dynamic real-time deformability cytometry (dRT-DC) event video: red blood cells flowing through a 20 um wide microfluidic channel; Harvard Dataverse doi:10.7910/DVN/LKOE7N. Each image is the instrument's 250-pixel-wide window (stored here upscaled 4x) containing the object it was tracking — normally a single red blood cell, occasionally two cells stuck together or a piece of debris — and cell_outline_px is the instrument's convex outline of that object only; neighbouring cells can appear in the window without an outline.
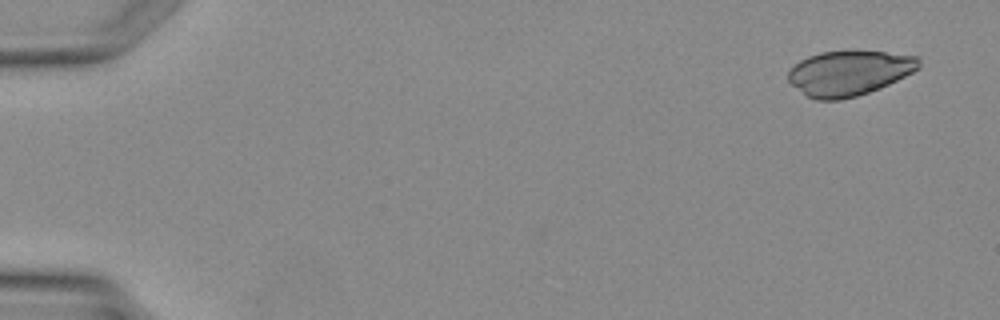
{"species": "Egyptian fruit bat (a non-hibernating species)", "species_latin": "Rousettus aegyptiacus", "temperature_condition": "warm", "stored_images_in_passage": 4, "camera_frame_rate_fps": 3000, "um_per_image_px": 0.085, "animal": {"sex": "female"}, "frame": {"image": 1, "passage_image": 1, "time_ms": 0.0, "image_size_px": [1000, 320], "cell_outline_px": [[920, 68], [880, 88], [856, 96], [840, 100], [816, 100], [808, 96], [792, 84], [788, 80], [788, 72], [800, 60], [808, 56], [820, 52], [884, 52], [920, 56]], "centroid_in_image_um": [72.19, 6.21], "position_along_channel_um": 12.8, "area_um2": 33.76}}